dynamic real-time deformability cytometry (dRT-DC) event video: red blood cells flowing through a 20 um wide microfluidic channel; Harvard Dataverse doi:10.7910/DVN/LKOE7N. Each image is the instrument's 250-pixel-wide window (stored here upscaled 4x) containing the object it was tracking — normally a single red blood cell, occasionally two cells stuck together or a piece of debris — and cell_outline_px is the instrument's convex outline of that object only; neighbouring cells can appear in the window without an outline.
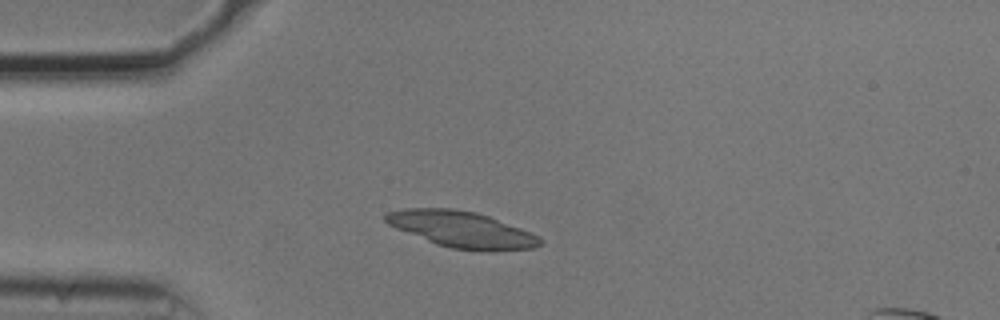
{"species": "common noctule bat (a hibernating species)", "species_latin": "Nyctalus noctula", "temperature_condition": "cold", "stored_images_in_passage": 42, "camera_frame_rate_fps": 3000, "um_per_image_px": 0.085, "animal": {"sex": "male", "body_mass_g": 20.5, "forearm_length_mm": 52.5}, "frame": {"image": 1, "passage_image": 1, "time_ms": 0.0, "image_size_px": [1000, 320], "cell_outline_px": [[544, 240], [540, 244], [532, 248], [488, 252], [452, 248], [436, 244], [396, 228], [388, 224], [384, 220], [384, 212], [404, 208], [452, 208], [476, 212], [488, 216], [532, 232], [540, 236]], "centroid_in_image_um": [39.25, 19.5], "position_along_channel_um": 45.7, "area_um2": 32.77}}